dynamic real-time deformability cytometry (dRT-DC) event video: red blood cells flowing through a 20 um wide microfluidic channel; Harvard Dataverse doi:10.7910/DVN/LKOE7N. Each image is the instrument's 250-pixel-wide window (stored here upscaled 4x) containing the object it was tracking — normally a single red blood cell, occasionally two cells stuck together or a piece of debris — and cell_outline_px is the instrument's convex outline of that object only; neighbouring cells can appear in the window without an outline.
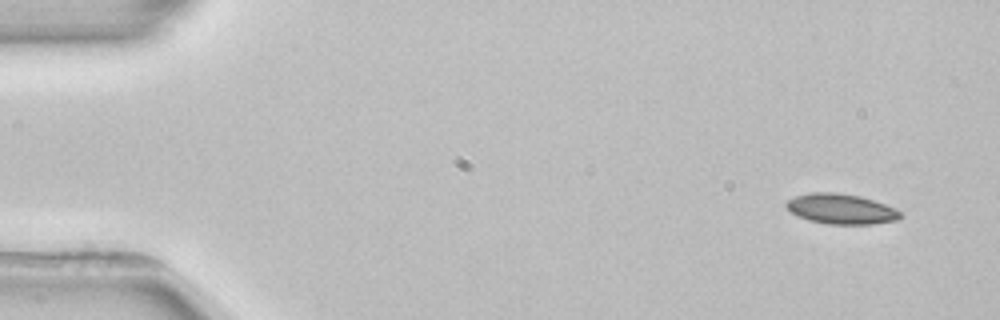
{"species": "common noctule bat (a hibernating species)", "species_latin": "Nyctalus noctula", "temperature_condition": "room temperature", "stored_images_in_passage": 4, "camera_frame_rate_fps": 3000, "um_per_image_px": 0.085, "animal": {"sex": "female", "body_mass_g": 22.7, "forearm_length_mm": 54.2}, "frame": {"image": 1, "passage_image": 1, "time_ms": 0.0, "image_size_px": [1000, 320], "cell_outline_px": [[904, 216], [896, 220], [872, 224], [828, 224], [808, 220], [792, 212], [784, 204], [788, 200], [796, 196], [812, 192], [836, 192], [860, 196], [884, 204], [904, 212]], "centroid_in_image_um": [71.53, 17.76], "position_along_channel_um": 13.5, "area_um2": 20.0}}
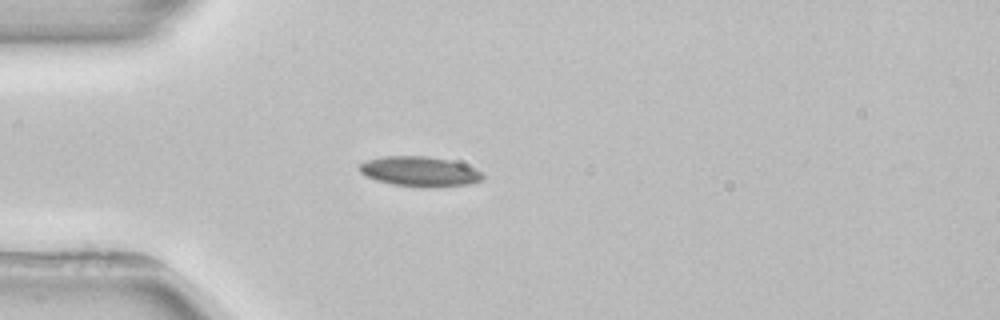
{"frame": {"image": 2, "passage_image": 4, "time_ms": 3.667, "image_size_px": [1000, 320], "cell_outline_px": [[484, 180], [468, 184], [392, 184], [376, 180], [360, 172], [360, 164], [368, 160], [384, 156], [428, 156], [448, 160], [464, 164], [480, 172], [484, 176]], "centroid_in_image_um": [35.65, 14.52], "position_along_channel_um": 49.4, "area_um2": 20.23}}